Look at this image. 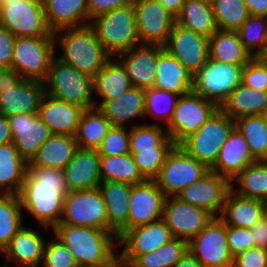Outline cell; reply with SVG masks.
I'll list each match as a JSON object with an SVG mask.
<instances>
[{"label":"cell","mask_w":267,"mask_h":267,"mask_svg":"<svg viewBox=\"0 0 267 267\" xmlns=\"http://www.w3.org/2000/svg\"><path fill=\"white\" fill-rule=\"evenodd\" d=\"M98 108L112 126L126 127L135 118H145L144 89L132 86L118 99L102 102Z\"/></svg>","instance_id":"1f68e13d"},{"label":"cell","mask_w":267,"mask_h":267,"mask_svg":"<svg viewBox=\"0 0 267 267\" xmlns=\"http://www.w3.org/2000/svg\"><path fill=\"white\" fill-rule=\"evenodd\" d=\"M100 172L102 181H117L134 185L146 180L139 172L131 153L100 156Z\"/></svg>","instance_id":"ab89813d"},{"label":"cell","mask_w":267,"mask_h":267,"mask_svg":"<svg viewBox=\"0 0 267 267\" xmlns=\"http://www.w3.org/2000/svg\"><path fill=\"white\" fill-rule=\"evenodd\" d=\"M68 192L63 170L27 167L19 193L22 210L36 219L40 228L53 230L60 223Z\"/></svg>","instance_id":"6da1fadb"},{"label":"cell","mask_w":267,"mask_h":267,"mask_svg":"<svg viewBox=\"0 0 267 267\" xmlns=\"http://www.w3.org/2000/svg\"><path fill=\"white\" fill-rule=\"evenodd\" d=\"M63 171L68 191L97 188L102 182L97 150L78 147Z\"/></svg>","instance_id":"cb8c5ba5"},{"label":"cell","mask_w":267,"mask_h":267,"mask_svg":"<svg viewBox=\"0 0 267 267\" xmlns=\"http://www.w3.org/2000/svg\"><path fill=\"white\" fill-rule=\"evenodd\" d=\"M250 230L255 247L267 249V213Z\"/></svg>","instance_id":"6f0895ef"},{"label":"cell","mask_w":267,"mask_h":267,"mask_svg":"<svg viewBox=\"0 0 267 267\" xmlns=\"http://www.w3.org/2000/svg\"><path fill=\"white\" fill-rule=\"evenodd\" d=\"M127 127L112 126L101 142L97 152L100 156L124 155L130 153Z\"/></svg>","instance_id":"f907efd6"},{"label":"cell","mask_w":267,"mask_h":267,"mask_svg":"<svg viewBox=\"0 0 267 267\" xmlns=\"http://www.w3.org/2000/svg\"><path fill=\"white\" fill-rule=\"evenodd\" d=\"M219 107L193 90L178 98L170 123L165 126L175 145L196 132Z\"/></svg>","instance_id":"4fadbf2b"},{"label":"cell","mask_w":267,"mask_h":267,"mask_svg":"<svg viewBox=\"0 0 267 267\" xmlns=\"http://www.w3.org/2000/svg\"><path fill=\"white\" fill-rule=\"evenodd\" d=\"M256 161L250 152L246 139L235 128L223 143L219 157L210 170L226 177L231 182L247 166Z\"/></svg>","instance_id":"4316f807"},{"label":"cell","mask_w":267,"mask_h":267,"mask_svg":"<svg viewBox=\"0 0 267 267\" xmlns=\"http://www.w3.org/2000/svg\"><path fill=\"white\" fill-rule=\"evenodd\" d=\"M56 49L54 37H16L11 69L23 79L44 82Z\"/></svg>","instance_id":"52a82bcc"},{"label":"cell","mask_w":267,"mask_h":267,"mask_svg":"<svg viewBox=\"0 0 267 267\" xmlns=\"http://www.w3.org/2000/svg\"><path fill=\"white\" fill-rule=\"evenodd\" d=\"M100 267H121V266H100Z\"/></svg>","instance_id":"a7ac6f4b"},{"label":"cell","mask_w":267,"mask_h":267,"mask_svg":"<svg viewBox=\"0 0 267 267\" xmlns=\"http://www.w3.org/2000/svg\"><path fill=\"white\" fill-rule=\"evenodd\" d=\"M13 141L9 117L0 113V145L7 144Z\"/></svg>","instance_id":"91938a15"},{"label":"cell","mask_w":267,"mask_h":267,"mask_svg":"<svg viewBox=\"0 0 267 267\" xmlns=\"http://www.w3.org/2000/svg\"><path fill=\"white\" fill-rule=\"evenodd\" d=\"M193 78L187 68L166 49L160 52L153 87L181 96L192 91Z\"/></svg>","instance_id":"f1b7e54d"},{"label":"cell","mask_w":267,"mask_h":267,"mask_svg":"<svg viewBox=\"0 0 267 267\" xmlns=\"http://www.w3.org/2000/svg\"><path fill=\"white\" fill-rule=\"evenodd\" d=\"M44 88L46 94L70 104L84 109L95 107L93 78L56 56L51 61Z\"/></svg>","instance_id":"5b68a950"},{"label":"cell","mask_w":267,"mask_h":267,"mask_svg":"<svg viewBox=\"0 0 267 267\" xmlns=\"http://www.w3.org/2000/svg\"><path fill=\"white\" fill-rule=\"evenodd\" d=\"M164 49L195 76L209 60L208 38L175 22Z\"/></svg>","instance_id":"e0dca14e"},{"label":"cell","mask_w":267,"mask_h":267,"mask_svg":"<svg viewBox=\"0 0 267 267\" xmlns=\"http://www.w3.org/2000/svg\"><path fill=\"white\" fill-rule=\"evenodd\" d=\"M0 267H12V266H10V265L7 266L6 264L5 265L2 264V265H0Z\"/></svg>","instance_id":"003e7915"},{"label":"cell","mask_w":267,"mask_h":267,"mask_svg":"<svg viewBox=\"0 0 267 267\" xmlns=\"http://www.w3.org/2000/svg\"><path fill=\"white\" fill-rule=\"evenodd\" d=\"M209 171L205 164L190 156L180 145H174L154 180L166 197L176 196Z\"/></svg>","instance_id":"9c48e42d"},{"label":"cell","mask_w":267,"mask_h":267,"mask_svg":"<svg viewBox=\"0 0 267 267\" xmlns=\"http://www.w3.org/2000/svg\"><path fill=\"white\" fill-rule=\"evenodd\" d=\"M0 26L15 37H54L43 0H22L0 5Z\"/></svg>","instance_id":"30bf717a"},{"label":"cell","mask_w":267,"mask_h":267,"mask_svg":"<svg viewBox=\"0 0 267 267\" xmlns=\"http://www.w3.org/2000/svg\"><path fill=\"white\" fill-rule=\"evenodd\" d=\"M172 148H153V150L131 153L139 172L146 180H154L160 172L165 158Z\"/></svg>","instance_id":"c3c4849f"},{"label":"cell","mask_w":267,"mask_h":267,"mask_svg":"<svg viewBox=\"0 0 267 267\" xmlns=\"http://www.w3.org/2000/svg\"><path fill=\"white\" fill-rule=\"evenodd\" d=\"M242 83L259 91H267V56L253 57L243 69Z\"/></svg>","instance_id":"816d5d0a"},{"label":"cell","mask_w":267,"mask_h":267,"mask_svg":"<svg viewBox=\"0 0 267 267\" xmlns=\"http://www.w3.org/2000/svg\"><path fill=\"white\" fill-rule=\"evenodd\" d=\"M266 213V202L247 198L230 189L219 218L230 226L252 228Z\"/></svg>","instance_id":"83f0119b"},{"label":"cell","mask_w":267,"mask_h":267,"mask_svg":"<svg viewBox=\"0 0 267 267\" xmlns=\"http://www.w3.org/2000/svg\"><path fill=\"white\" fill-rule=\"evenodd\" d=\"M55 45L62 50L57 58L94 78L112 57L89 25L63 28L53 33Z\"/></svg>","instance_id":"3957f363"},{"label":"cell","mask_w":267,"mask_h":267,"mask_svg":"<svg viewBox=\"0 0 267 267\" xmlns=\"http://www.w3.org/2000/svg\"><path fill=\"white\" fill-rule=\"evenodd\" d=\"M15 1H22V0H1L0 5L8 4Z\"/></svg>","instance_id":"be15d7a7"},{"label":"cell","mask_w":267,"mask_h":267,"mask_svg":"<svg viewBox=\"0 0 267 267\" xmlns=\"http://www.w3.org/2000/svg\"><path fill=\"white\" fill-rule=\"evenodd\" d=\"M213 218L205 209L181 201L176 196L166 197L163 219L174 238L189 241Z\"/></svg>","instance_id":"d6986e66"},{"label":"cell","mask_w":267,"mask_h":267,"mask_svg":"<svg viewBox=\"0 0 267 267\" xmlns=\"http://www.w3.org/2000/svg\"><path fill=\"white\" fill-rule=\"evenodd\" d=\"M27 164L13 142L0 145V194L19 195Z\"/></svg>","instance_id":"e575fe53"},{"label":"cell","mask_w":267,"mask_h":267,"mask_svg":"<svg viewBox=\"0 0 267 267\" xmlns=\"http://www.w3.org/2000/svg\"><path fill=\"white\" fill-rule=\"evenodd\" d=\"M209 59L238 65H246L253 57L243 47L237 31L217 30L210 38Z\"/></svg>","instance_id":"d590c367"},{"label":"cell","mask_w":267,"mask_h":267,"mask_svg":"<svg viewBox=\"0 0 267 267\" xmlns=\"http://www.w3.org/2000/svg\"><path fill=\"white\" fill-rule=\"evenodd\" d=\"M174 239L163 218L125 230L118 238L117 245L123 250L118 255L121 267H127L137 256L152 252Z\"/></svg>","instance_id":"9a60e30c"},{"label":"cell","mask_w":267,"mask_h":267,"mask_svg":"<svg viewBox=\"0 0 267 267\" xmlns=\"http://www.w3.org/2000/svg\"><path fill=\"white\" fill-rule=\"evenodd\" d=\"M158 1L164 8H166L170 14L177 18L181 13L182 7L185 3V0H156Z\"/></svg>","instance_id":"94428289"},{"label":"cell","mask_w":267,"mask_h":267,"mask_svg":"<svg viewBox=\"0 0 267 267\" xmlns=\"http://www.w3.org/2000/svg\"><path fill=\"white\" fill-rule=\"evenodd\" d=\"M133 4L140 44L164 47L176 18L156 0H134Z\"/></svg>","instance_id":"2e32d148"},{"label":"cell","mask_w":267,"mask_h":267,"mask_svg":"<svg viewBox=\"0 0 267 267\" xmlns=\"http://www.w3.org/2000/svg\"><path fill=\"white\" fill-rule=\"evenodd\" d=\"M19 195L0 194V255L23 225Z\"/></svg>","instance_id":"7bdbcfd3"},{"label":"cell","mask_w":267,"mask_h":267,"mask_svg":"<svg viewBox=\"0 0 267 267\" xmlns=\"http://www.w3.org/2000/svg\"><path fill=\"white\" fill-rule=\"evenodd\" d=\"M174 267H205L189 251Z\"/></svg>","instance_id":"6125c7cd"},{"label":"cell","mask_w":267,"mask_h":267,"mask_svg":"<svg viewBox=\"0 0 267 267\" xmlns=\"http://www.w3.org/2000/svg\"><path fill=\"white\" fill-rule=\"evenodd\" d=\"M188 251L205 267H232L233 255L227 241V225L219 218L188 241Z\"/></svg>","instance_id":"5bb4252c"},{"label":"cell","mask_w":267,"mask_h":267,"mask_svg":"<svg viewBox=\"0 0 267 267\" xmlns=\"http://www.w3.org/2000/svg\"><path fill=\"white\" fill-rule=\"evenodd\" d=\"M163 49L160 45L139 44L116 56L124 65L132 86L144 90L153 87L159 54Z\"/></svg>","instance_id":"7402d4cb"},{"label":"cell","mask_w":267,"mask_h":267,"mask_svg":"<svg viewBox=\"0 0 267 267\" xmlns=\"http://www.w3.org/2000/svg\"><path fill=\"white\" fill-rule=\"evenodd\" d=\"M235 123L246 139L253 157L256 160H267V128L262 115L242 116Z\"/></svg>","instance_id":"ee69618b"},{"label":"cell","mask_w":267,"mask_h":267,"mask_svg":"<svg viewBox=\"0 0 267 267\" xmlns=\"http://www.w3.org/2000/svg\"><path fill=\"white\" fill-rule=\"evenodd\" d=\"M244 66L209 59L194 76L192 90L220 108L242 82Z\"/></svg>","instance_id":"8fae6325"},{"label":"cell","mask_w":267,"mask_h":267,"mask_svg":"<svg viewBox=\"0 0 267 267\" xmlns=\"http://www.w3.org/2000/svg\"><path fill=\"white\" fill-rule=\"evenodd\" d=\"M227 241L233 257L255 247L251 230L248 228L227 225Z\"/></svg>","instance_id":"f5cc1de1"},{"label":"cell","mask_w":267,"mask_h":267,"mask_svg":"<svg viewBox=\"0 0 267 267\" xmlns=\"http://www.w3.org/2000/svg\"><path fill=\"white\" fill-rule=\"evenodd\" d=\"M111 127L110 121L98 107L85 109L75 134L78 147L98 150Z\"/></svg>","instance_id":"8d00e7d4"},{"label":"cell","mask_w":267,"mask_h":267,"mask_svg":"<svg viewBox=\"0 0 267 267\" xmlns=\"http://www.w3.org/2000/svg\"><path fill=\"white\" fill-rule=\"evenodd\" d=\"M212 7L219 30L237 31L250 16L243 0H215Z\"/></svg>","instance_id":"bcb514c9"},{"label":"cell","mask_w":267,"mask_h":267,"mask_svg":"<svg viewBox=\"0 0 267 267\" xmlns=\"http://www.w3.org/2000/svg\"><path fill=\"white\" fill-rule=\"evenodd\" d=\"M145 94V117H155L170 123L175 110L179 95L172 92L149 87L144 90Z\"/></svg>","instance_id":"7dc6e473"},{"label":"cell","mask_w":267,"mask_h":267,"mask_svg":"<svg viewBox=\"0 0 267 267\" xmlns=\"http://www.w3.org/2000/svg\"><path fill=\"white\" fill-rule=\"evenodd\" d=\"M188 251V241L174 238L162 247L137 256L127 267H174Z\"/></svg>","instance_id":"b9f144b4"},{"label":"cell","mask_w":267,"mask_h":267,"mask_svg":"<svg viewBox=\"0 0 267 267\" xmlns=\"http://www.w3.org/2000/svg\"><path fill=\"white\" fill-rule=\"evenodd\" d=\"M84 108L44 94L38 108L39 118L52 134L75 136Z\"/></svg>","instance_id":"603a6c76"},{"label":"cell","mask_w":267,"mask_h":267,"mask_svg":"<svg viewBox=\"0 0 267 267\" xmlns=\"http://www.w3.org/2000/svg\"><path fill=\"white\" fill-rule=\"evenodd\" d=\"M52 233L67 246L79 267L120 266L117 237L110 231L59 223Z\"/></svg>","instance_id":"7a4b0ae2"},{"label":"cell","mask_w":267,"mask_h":267,"mask_svg":"<svg viewBox=\"0 0 267 267\" xmlns=\"http://www.w3.org/2000/svg\"><path fill=\"white\" fill-rule=\"evenodd\" d=\"M176 22L207 38L218 30L212 5L199 0H185Z\"/></svg>","instance_id":"f35d334b"},{"label":"cell","mask_w":267,"mask_h":267,"mask_svg":"<svg viewBox=\"0 0 267 267\" xmlns=\"http://www.w3.org/2000/svg\"><path fill=\"white\" fill-rule=\"evenodd\" d=\"M13 143L22 160L31 164L40 146L52 135L37 113H20L9 117Z\"/></svg>","instance_id":"ffe728a7"},{"label":"cell","mask_w":267,"mask_h":267,"mask_svg":"<svg viewBox=\"0 0 267 267\" xmlns=\"http://www.w3.org/2000/svg\"><path fill=\"white\" fill-rule=\"evenodd\" d=\"M131 87L124 65L117 57H111L93 78L94 96L98 95L102 99L94 101L95 107L102 102L118 99Z\"/></svg>","instance_id":"4dcf8cb0"},{"label":"cell","mask_w":267,"mask_h":267,"mask_svg":"<svg viewBox=\"0 0 267 267\" xmlns=\"http://www.w3.org/2000/svg\"><path fill=\"white\" fill-rule=\"evenodd\" d=\"M43 267H79L75 257L63 241L54 234L45 246L42 265Z\"/></svg>","instance_id":"681fc988"},{"label":"cell","mask_w":267,"mask_h":267,"mask_svg":"<svg viewBox=\"0 0 267 267\" xmlns=\"http://www.w3.org/2000/svg\"><path fill=\"white\" fill-rule=\"evenodd\" d=\"M90 26L112 57L140 44L133 3L96 16Z\"/></svg>","instance_id":"277c9868"},{"label":"cell","mask_w":267,"mask_h":267,"mask_svg":"<svg viewBox=\"0 0 267 267\" xmlns=\"http://www.w3.org/2000/svg\"><path fill=\"white\" fill-rule=\"evenodd\" d=\"M89 12V24L96 16L109 12L119 7L132 4L134 0H87Z\"/></svg>","instance_id":"9f6ffc18"},{"label":"cell","mask_w":267,"mask_h":267,"mask_svg":"<svg viewBox=\"0 0 267 267\" xmlns=\"http://www.w3.org/2000/svg\"><path fill=\"white\" fill-rule=\"evenodd\" d=\"M235 128V120L219 108L196 132L186 137L179 145L190 156L211 169L219 157L223 143Z\"/></svg>","instance_id":"8992f818"},{"label":"cell","mask_w":267,"mask_h":267,"mask_svg":"<svg viewBox=\"0 0 267 267\" xmlns=\"http://www.w3.org/2000/svg\"><path fill=\"white\" fill-rule=\"evenodd\" d=\"M232 267H267V249L253 247L234 256Z\"/></svg>","instance_id":"db71d44e"},{"label":"cell","mask_w":267,"mask_h":267,"mask_svg":"<svg viewBox=\"0 0 267 267\" xmlns=\"http://www.w3.org/2000/svg\"><path fill=\"white\" fill-rule=\"evenodd\" d=\"M78 144L75 136L52 134L38 149L36 158L27 167L63 170L72 160Z\"/></svg>","instance_id":"d6a6232c"},{"label":"cell","mask_w":267,"mask_h":267,"mask_svg":"<svg viewBox=\"0 0 267 267\" xmlns=\"http://www.w3.org/2000/svg\"><path fill=\"white\" fill-rule=\"evenodd\" d=\"M230 184L226 177L210 170L196 183L184 188L176 197L183 202L205 209L213 217H219L225 197L231 189Z\"/></svg>","instance_id":"ac0fdd59"},{"label":"cell","mask_w":267,"mask_h":267,"mask_svg":"<svg viewBox=\"0 0 267 267\" xmlns=\"http://www.w3.org/2000/svg\"><path fill=\"white\" fill-rule=\"evenodd\" d=\"M220 109L233 120L242 116L261 115L267 110V91L250 88L241 82Z\"/></svg>","instance_id":"836d02e7"},{"label":"cell","mask_w":267,"mask_h":267,"mask_svg":"<svg viewBox=\"0 0 267 267\" xmlns=\"http://www.w3.org/2000/svg\"><path fill=\"white\" fill-rule=\"evenodd\" d=\"M43 4L53 33L63 28L89 25L87 0H43Z\"/></svg>","instance_id":"f546056e"},{"label":"cell","mask_w":267,"mask_h":267,"mask_svg":"<svg viewBox=\"0 0 267 267\" xmlns=\"http://www.w3.org/2000/svg\"><path fill=\"white\" fill-rule=\"evenodd\" d=\"M60 223L108 231V218L99 189L69 191L64 197Z\"/></svg>","instance_id":"7c38bea8"},{"label":"cell","mask_w":267,"mask_h":267,"mask_svg":"<svg viewBox=\"0 0 267 267\" xmlns=\"http://www.w3.org/2000/svg\"><path fill=\"white\" fill-rule=\"evenodd\" d=\"M243 47L252 57L267 54V17L250 15L237 30Z\"/></svg>","instance_id":"f6af8a7d"},{"label":"cell","mask_w":267,"mask_h":267,"mask_svg":"<svg viewBox=\"0 0 267 267\" xmlns=\"http://www.w3.org/2000/svg\"><path fill=\"white\" fill-rule=\"evenodd\" d=\"M44 94V82L23 79L11 68L1 72L0 113L5 116L37 113Z\"/></svg>","instance_id":"ba28073f"},{"label":"cell","mask_w":267,"mask_h":267,"mask_svg":"<svg viewBox=\"0 0 267 267\" xmlns=\"http://www.w3.org/2000/svg\"><path fill=\"white\" fill-rule=\"evenodd\" d=\"M40 233L22 225L1 254L19 267H40L47 242Z\"/></svg>","instance_id":"d4e9b609"},{"label":"cell","mask_w":267,"mask_h":267,"mask_svg":"<svg viewBox=\"0 0 267 267\" xmlns=\"http://www.w3.org/2000/svg\"><path fill=\"white\" fill-rule=\"evenodd\" d=\"M166 196L155 180H145L131 187L128 229L163 218Z\"/></svg>","instance_id":"44dd1931"},{"label":"cell","mask_w":267,"mask_h":267,"mask_svg":"<svg viewBox=\"0 0 267 267\" xmlns=\"http://www.w3.org/2000/svg\"><path fill=\"white\" fill-rule=\"evenodd\" d=\"M250 15L267 17V0H243Z\"/></svg>","instance_id":"680465c9"},{"label":"cell","mask_w":267,"mask_h":267,"mask_svg":"<svg viewBox=\"0 0 267 267\" xmlns=\"http://www.w3.org/2000/svg\"><path fill=\"white\" fill-rule=\"evenodd\" d=\"M16 37L0 26V68L10 69Z\"/></svg>","instance_id":"11a10c76"},{"label":"cell","mask_w":267,"mask_h":267,"mask_svg":"<svg viewBox=\"0 0 267 267\" xmlns=\"http://www.w3.org/2000/svg\"><path fill=\"white\" fill-rule=\"evenodd\" d=\"M3 70H4L3 68H0V78H1V72H2Z\"/></svg>","instance_id":"89a4df30"},{"label":"cell","mask_w":267,"mask_h":267,"mask_svg":"<svg viewBox=\"0 0 267 267\" xmlns=\"http://www.w3.org/2000/svg\"><path fill=\"white\" fill-rule=\"evenodd\" d=\"M174 145L166 128L158 123L134 124L129 129L130 153L153 150V148H173Z\"/></svg>","instance_id":"60d3db41"},{"label":"cell","mask_w":267,"mask_h":267,"mask_svg":"<svg viewBox=\"0 0 267 267\" xmlns=\"http://www.w3.org/2000/svg\"><path fill=\"white\" fill-rule=\"evenodd\" d=\"M199 1H202L203 3L209 4V5H212L215 0H199Z\"/></svg>","instance_id":"03108f58"},{"label":"cell","mask_w":267,"mask_h":267,"mask_svg":"<svg viewBox=\"0 0 267 267\" xmlns=\"http://www.w3.org/2000/svg\"><path fill=\"white\" fill-rule=\"evenodd\" d=\"M261 115H262L265 127L267 128V110Z\"/></svg>","instance_id":"e7e4bbea"},{"label":"cell","mask_w":267,"mask_h":267,"mask_svg":"<svg viewBox=\"0 0 267 267\" xmlns=\"http://www.w3.org/2000/svg\"><path fill=\"white\" fill-rule=\"evenodd\" d=\"M131 187L129 183L117 181H102L99 185L106 205L108 231L117 238L128 230Z\"/></svg>","instance_id":"484cf974"},{"label":"cell","mask_w":267,"mask_h":267,"mask_svg":"<svg viewBox=\"0 0 267 267\" xmlns=\"http://www.w3.org/2000/svg\"><path fill=\"white\" fill-rule=\"evenodd\" d=\"M230 183L231 189L236 194L266 202L267 160H257L256 162L250 164ZM234 185L239 186V189H236L237 191L235 190Z\"/></svg>","instance_id":"74e56055"}]
</instances>
